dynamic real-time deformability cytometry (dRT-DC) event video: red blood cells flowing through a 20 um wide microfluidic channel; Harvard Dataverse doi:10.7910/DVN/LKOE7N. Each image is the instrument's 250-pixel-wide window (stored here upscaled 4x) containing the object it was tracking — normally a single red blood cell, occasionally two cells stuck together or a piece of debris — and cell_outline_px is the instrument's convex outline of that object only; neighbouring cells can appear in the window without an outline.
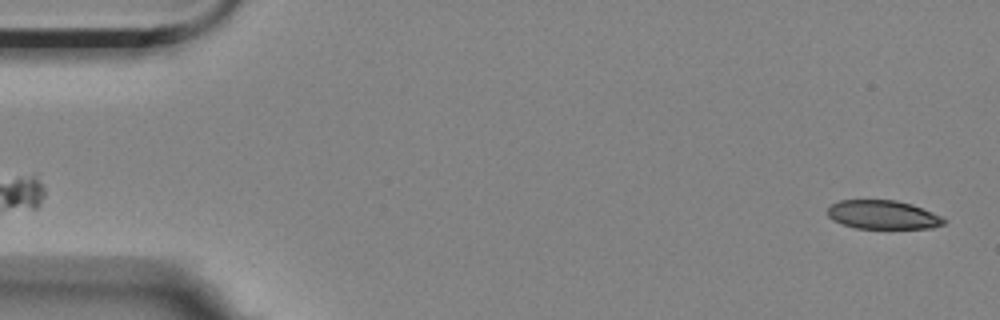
{"species": "Egyptian fruit bat (a non-hibernating species)", "species_latin": "Rousettus aegyptiacus", "temperature_condition": "room temperature", "stored_images_in_passage": 2, "segment_of_instrument_passage": [2, 2], "camera_frame_rate_fps": 3000, "um_per_image_px": 0.085, "animal": {"sex": "female"}, "frame": {"image": 1, "passage_image": 2, "time_ms": 1.333, "image_size_px": [1000, 320], "cell_outline_px": [[948, 220], [944, 224], [932, 228], [856, 228], [832, 220], [828, 216], [828, 208], [832, 204], [840, 200], [896, 200], [912, 204], [944, 216]], "centroid_in_image_um": [75.1, 18.25], "position_along_channel_um": 9.9, "area_um2": 19.59}}